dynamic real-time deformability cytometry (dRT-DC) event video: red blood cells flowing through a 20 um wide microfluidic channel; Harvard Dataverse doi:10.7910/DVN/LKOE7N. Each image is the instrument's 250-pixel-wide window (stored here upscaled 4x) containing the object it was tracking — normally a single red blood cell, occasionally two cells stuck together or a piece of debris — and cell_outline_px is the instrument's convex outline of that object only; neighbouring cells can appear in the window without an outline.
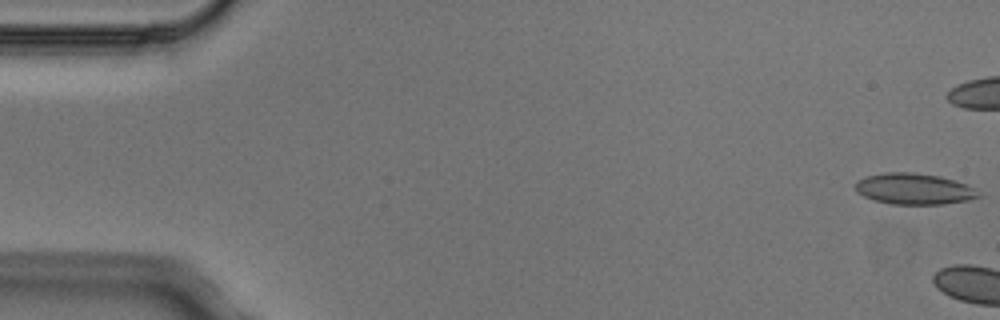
{"species": "Egyptian fruit bat (a non-hibernating species)", "species_latin": "Rousettus aegyptiacus", "temperature_condition": "cold", "stored_images_in_passage": 6, "camera_frame_rate_fps": 3000, "um_per_image_px": 0.085, "animal": {"sex": "male"}, "frame": {"image": 1, "passage_image": 1, "time_ms": 0.0, "image_size_px": [1000, 320], "cell_outline_px": [[984, 196], [968, 200], [944, 204], [892, 204], [872, 200], [856, 192], [856, 180], [868, 176], [884, 172], [912, 172], [940, 176], [964, 184], [972, 188]], "centroid_in_image_um": [77.67, 16.06], "position_along_channel_um": 7.3, "area_um2": 22.25}}